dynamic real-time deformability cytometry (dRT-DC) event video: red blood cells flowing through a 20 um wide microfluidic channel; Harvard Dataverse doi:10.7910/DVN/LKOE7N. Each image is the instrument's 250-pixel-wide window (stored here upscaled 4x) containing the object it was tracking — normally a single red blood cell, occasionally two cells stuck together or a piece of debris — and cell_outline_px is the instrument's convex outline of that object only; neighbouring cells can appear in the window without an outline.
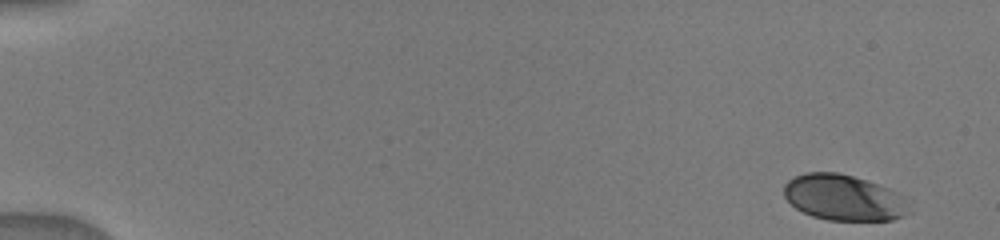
{"species": "human", "species_latin": "Homo sapiens", "temperature_condition": "warm", "stored_images_in_passage": 45, "camera_frame_rate_fps": 3000, "um_per_image_px": 0.085, "donor": {"sex": "male"}, "frame": {"image": 1, "passage_image": 1, "time_ms": 0.0, "image_size_px": [1000, 240], "cell_outline_px": [[912, 212], [904, 216], [892, 220], [828, 220], [812, 216], [796, 208], [784, 196], [784, 184], [792, 176], [804, 172], [836, 172], [852, 176], [888, 188], [896, 192]], "centroid_in_image_um": [71.67, 16.8], "position_along_channel_um": 13.3, "area_um2": 33.18}}
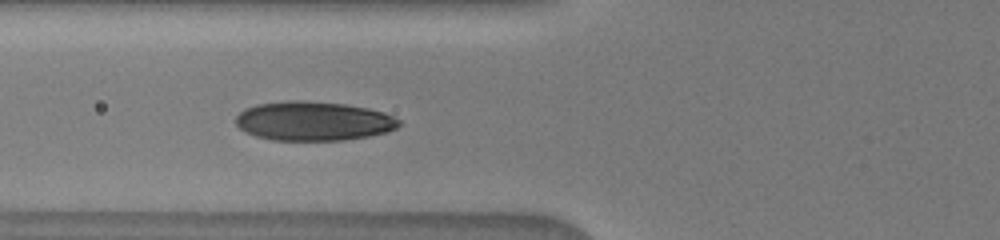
{"frame": {"image": 2, "passage_image": 16, "time_ms": 6.0, "image_size_px": [1000, 240], "cell_outline_px": [[400, 124], [396, 128], [388, 132], [368, 136], [344, 140], [272, 140], [256, 136], [240, 128], [236, 124], [236, 116], [244, 108], [256, 104], [288, 100], [304, 100], [344, 104], [368, 108], [384, 112], [400, 120]], "centroid_in_image_um": [26.64, 10.28], "position_along_channel_um": 99.2, "area_um2": 37.34}}
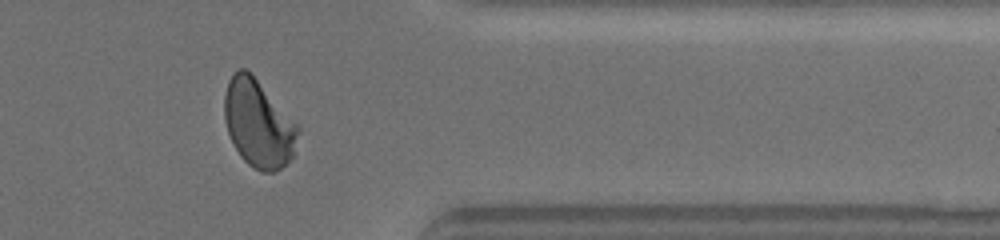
{"frame": {"image": 3, "passage_image": 37, "time_ms": 13.333, "image_size_px": [1000, 240], "cell_outline_px": [[300, 128], [292, 156], [280, 168], [272, 172], [260, 172], [248, 164], [240, 156], [228, 132], [224, 120], [224, 96], [228, 80], [232, 72], [240, 68], [244, 68], [256, 80]], "centroid_in_image_um": [21.92, 10.52], "position_along_channel_um": 389.5, "area_um2": 36.7}}